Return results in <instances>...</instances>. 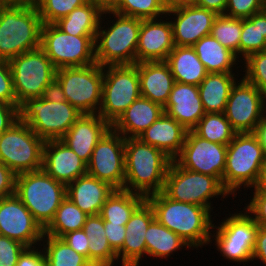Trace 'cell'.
Returning <instances> with one entry per match:
<instances>
[{"label": "cell", "instance_id": "1", "mask_svg": "<svg viewBox=\"0 0 266 266\" xmlns=\"http://www.w3.org/2000/svg\"><path fill=\"white\" fill-rule=\"evenodd\" d=\"M146 200L153 207L155 218L190 247L201 248L212 241L213 220L208 208L172 200L163 191L148 196Z\"/></svg>", "mask_w": 266, "mask_h": 266}, {"label": "cell", "instance_id": "2", "mask_svg": "<svg viewBox=\"0 0 266 266\" xmlns=\"http://www.w3.org/2000/svg\"><path fill=\"white\" fill-rule=\"evenodd\" d=\"M172 159L139 138L125 139L124 190L147 198L162 192Z\"/></svg>", "mask_w": 266, "mask_h": 266}, {"label": "cell", "instance_id": "3", "mask_svg": "<svg viewBox=\"0 0 266 266\" xmlns=\"http://www.w3.org/2000/svg\"><path fill=\"white\" fill-rule=\"evenodd\" d=\"M42 20L34 3L0 9V59L10 60L41 46Z\"/></svg>", "mask_w": 266, "mask_h": 266}, {"label": "cell", "instance_id": "4", "mask_svg": "<svg viewBox=\"0 0 266 266\" xmlns=\"http://www.w3.org/2000/svg\"><path fill=\"white\" fill-rule=\"evenodd\" d=\"M265 165L266 151L257 135L236 133L227 145L223 188L235 197L242 185L244 188L258 186Z\"/></svg>", "mask_w": 266, "mask_h": 266}, {"label": "cell", "instance_id": "5", "mask_svg": "<svg viewBox=\"0 0 266 266\" xmlns=\"http://www.w3.org/2000/svg\"><path fill=\"white\" fill-rule=\"evenodd\" d=\"M117 19L110 27L99 25L95 38V62L100 66L136 64V48L138 44L141 19L125 16L105 10Z\"/></svg>", "mask_w": 266, "mask_h": 266}, {"label": "cell", "instance_id": "6", "mask_svg": "<svg viewBox=\"0 0 266 266\" xmlns=\"http://www.w3.org/2000/svg\"><path fill=\"white\" fill-rule=\"evenodd\" d=\"M15 195L44 230L66 198V185L43 169L17 174Z\"/></svg>", "mask_w": 266, "mask_h": 266}, {"label": "cell", "instance_id": "7", "mask_svg": "<svg viewBox=\"0 0 266 266\" xmlns=\"http://www.w3.org/2000/svg\"><path fill=\"white\" fill-rule=\"evenodd\" d=\"M81 115L68 101L52 102L42 97L19 106V119L44 141L60 140Z\"/></svg>", "mask_w": 266, "mask_h": 266}, {"label": "cell", "instance_id": "8", "mask_svg": "<svg viewBox=\"0 0 266 266\" xmlns=\"http://www.w3.org/2000/svg\"><path fill=\"white\" fill-rule=\"evenodd\" d=\"M18 107L28 99L42 97L45 88L56 77V67L39 47L9 60Z\"/></svg>", "mask_w": 266, "mask_h": 266}, {"label": "cell", "instance_id": "9", "mask_svg": "<svg viewBox=\"0 0 266 266\" xmlns=\"http://www.w3.org/2000/svg\"><path fill=\"white\" fill-rule=\"evenodd\" d=\"M163 192L172 200L211 208L212 197L230 195L214 176L187 170L172 160L165 179Z\"/></svg>", "mask_w": 266, "mask_h": 266}, {"label": "cell", "instance_id": "10", "mask_svg": "<svg viewBox=\"0 0 266 266\" xmlns=\"http://www.w3.org/2000/svg\"><path fill=\"white\" fill-rule=\"evenodd\" d=\"M139 97L140 82L137 66H104L102 100L98 114L112 125Z\"/></svg>", "mask_w": 266, "mask_h": 266}, {"label": "cell", "instance_id": "11", "mask_svg": "<svg viewBox=\"0 0 266 266\" xmlns=\"http://www.w3.org/2000/svg\"><path fill=\"white\" fill-rule=\"evenodd\" d=\"M44 143L42 138L19 119L0 135V162L16 175L40 170Z\"/></svg>", "mask_w": 266, "mask_h": 266}, {"label": "cell", "instance_id": "12", "mask_svg": "<svg viewBox=\"0 0 266 266\" xmlns=\"http://www.w3.org/2000/svg\"><path fill=\"white\" fill-rule=\"evenodd\" d=\"M104 67L97 63L56 71L67 101L82 114H98L102 100Z\"/></svg>", "mask_w": 266, "mask_h": 266}, {"label": "cell", "instance_id": "13", "mask_svg": "<svg viewBox=\"0 0 266 266\" xmlns=\"http://www.w3.org/2000/svg\"><path fill=\"white\" fill-rule=\"evenodd\" d=\"M56 69L82 67L95 62V37L74 36L55 24H43L41 46Z\"/></svg>", "mask_w": 266, "mask_h": 266}, {"label": "cell", "instance_id": "14", "mask_svg": "<svg viewBox=\"0 0 266 266\" xmlns=\"http://www.w3.org/2000/svg\"><path fill=\"white\" fill-rule=\"evenodd\" d=\"M221 223L218 227L213 224L212 228L218 230L211 237H215V246L223 254L222 256L234 262H243V264L253 261L258 225L251 215L246 211L244 213L240 211V213L230 214V217Z\"/></svg>", "mask_w": 266, "mask_h": 266}, {"label": "cell", "instance_id": "15", "mask_svg": "<svg viewBox=\"0 0 266 266\" xmlns=\"http://www.w3.org/2000/svg\"><path fill=\"white\" fill-rule=\"evenodd\" d=\"M87 174L124 190L125 138L110 128L98 141L87 164Z\"/></svg>", "mask_w": 266, "mask_h": 266}, {"label": "cell", "instance_id": "16", "mask_svg": "<svg viewBox=\"0 0 266 266\" xmlns=\"http://www.w3.org/2000/svg\"><path fill=\"white\" fill-rule=\"evenodd\" d=\"M264 94L244 78L230 91L224 111L236 133H253L264 118Z\"/></svg>", "mask_w": 266, "mask_h": 266}, {"label": "cell", "instance_id": "17", "mask_svg": "<svg viewBox=\"0 0 266 266\" xmlns=\"http://www.w3.org/2000/svg\"><path fill=\"white\" fill-rule=\"evenodd\" d=\"M227 145L213 143L188 131L181 153L174 159L181 167L216 177L221 183L226 165Z\"/></svg>", "mask_w": 266, "mask_h": 266}, {"label": "cell", "instance_id": "18", "mask_svg": "<svg viewBox=\"0 0 266 266\" xmlns=\"http://www.w3.org/2000/svg\"><path fill=\"white\" fill-rule=\"evenodd\" d=\"M0 235L31 248L42 241L44 230L21 200L13 194L0 198Z\"/></svg>", "mask_w": 266, "mask_h": 266}, {"label": "cell", "instance_id": "19", "mask_svg": "<svg viewBox=\"0 0 266 266\" xmlns=\"http://www.w3.org/2000/svg\"><path fill=\"white\" fill-rule=\"evenodd\" d=\"M166 15H176L174 22L170 20L175 46H193L202 37L210 35L218 16L216 12L193 3L167 9Z\"/></svg>", "mask_w": 266, "mask_h": 266}, {"label": "cell", "instance_id": "20", "mask_svg": "<svg viewBox=\"0 0 266 266\" xmlns=\"http://www.w3.org/2000/svg\"><path fill=\"white\" fill-rule=\"evenodd\" d=\"M42 169L66 186L87 174V164L61 140L45 141Z\"/></svg>", "mask_w": 266, "mask_h": 266}, {"label": "cell", "instance_id": "21", "mask_svg": "<svg viewBox=\"0 0 266 266\" xmlns=\"http://www.w3.org/2000/svg\"><path fill=\"white\" fill-rule=\"evenodd\" d=\"M174 47L172 26L169 21H163L161 18L141 19L136 63L166 61Z\"/></svg>", "mask_w": 266, "mask_h": 266}, {"label": "cell", "instance_id": "22", "mask_svg": "<svg viewBox=\"0 0 266 266\" xmlns=\"http://www.w3.org/2000/svg\"><path fill=\"white\" fill-rule=\"evenodd\" d=\"M155 219V213L150 203L145 200L131 215L125 225V241L117 252L122 266H139L143 254H146L145 234L150 223Z\"/></svg>", "mask_w": 266, "mask_h": 266}, {"label": "cell", "instance_id": "23", "mask_svg": "<svg viewBox=\"0 0 266 266\" xmlns=\"http://www.w3.org/2000/svg\"><path fill=\"white\" fill-rule=\"evenodd\" d=\"M110 128L99 114H82L60 140L88 164L96 144Z\"/></svg>", "mask_w": 266, "mask_h": 266}, {"label": "cell", "instance_id": "24", "mask_svg": "<svg viewBox=\"0 0 266 266\" xmlns=\"http://www.w3.org/2000/svg\"><path fill=\"white\" fill-rule=\"evenodd\" d=\"M164 111L187 131L193 130L205 115L198 86L174 82Z\"/></svg>", "mask_w": 266, "mask_h": 266}, {"label": "cell", "instance_id": "25", "mask_svg": "<svg viewBox=\"0 0 266 266\" xmlns=\"http://www.w3.org/2000/svg\"><path fill=\"white\" fill-rule=\"evenodd\" d=\"M115 190L108 183L85 174L66 186V197L88 216L98 215Z\"/></svg>", "mask_w": 266, "mask_h": 266}, {"label": "cell", "instance_id": "26", "mask_svg": "<svg viewBox=\"0 0 266 266\" xmlns=\"http://www.w3.org/2000/svg\"><path fill=\"white\" fill-rule=\"evenodd\" d=\"M187 130L166 112L138 138L146 144L162 150L174 160L182 151Z\"/></svg>", "mask_w": 266, "mask_h": 266}, {"label": "cell", "instance_id": "27", "mask_svg": "<svg viewBox=\"0 0 266 266\" xmlns=\"http://www.w3.org/2000/svg\"><path fill=\"white\" fill-rule=\"evenodd\" d=\"M135 65L139 73L141 97L164 107L175 82L168 63L145 61Z\"/></svg>", "mask_w": 266, "mask_h": 266}, {"label": "cell", "instance_id": "28", "mask_svg": "<svg viewBox=\"0 0 266 266\" xmlns=\"http://www.w3.org/2000/svg\"><path fill=\"white\" fill-rule=\"evenodd\" d=\"M164 107L150 99L139 97L111 125L126 138L138 136L164 114ZM128 135V136H127Z\"/></svg>", "mask_w": 266, "mask_h": 266}, {"label": "cell", "instance_id": "29", "mask_svg": "<svg viewBox=\"0 0 266 266\" xmlns=\"http://www.w3.org/2000/svg\"><path fill=\"white\" fill-rule=\"evenodd\" d=\"M166 62L175 82L198 86L208 74L192 46H175Z\"/></svg>", "mask_w": 266, "mask_h": 266}, {"label": "cell", "instance_id": "30", "mask_svg": "<svg viewBox=\"0 0 266 266\" xmlns=\"http://www.w3.org/2000/svg\"><path fill=\"white\" fill-rule=\"evenodd\" d=\"M235 73H208L198 85L205 113H224Z\"/></svg>", "mask_w": 266, "mask_h": 266}, {"label": "cell", "instance_id": "31", "mask_svg": "<svg viewBox=\"0 0 266 266\" xmlns=\"http://www.w3.org/2000/svg\"><path fill=\"white\" fill-rule=\"evenodd\" d=\"M104 9L91 1L72 10L54 24L63 32L74 36H94L102 25Z\"/></svg>", "mask_w": 266, "mask_h": 266}, {"label": "cell", "instance_id": "32", "mask_svg": "<svg viewBox=\"0 0 266 266\" xmlns=\"http://www.w3.org/2000/svg\"><path fill=\"white\" fill-rule=\"evenodd\" d=\"M83 231L89 239V262L97 266H113L114 261H118L117 253L108 242L101 216H87Z\"/></svg>", "mask_w": 266, "mask_h": 266}, {"label": "cell", "instance_id": "33", "mask_svg": "<svg viewBox=\"0 0 266 266\" xmlns=\"http://www.w3.org/2000/svg\"><path fill=\"white\" fill-rule=\"evenodd\" d=\"M192 47L208 73H233L237 56L211 35L202 37Z\"/></svg>", "mask_w": 266, "mask_h": 266}, {"label": "cell", "instance_id": "34", "mask_svg": "<svg viewBox=\"0 0 266 266\" xmlns=\"http://www.w3.org/2000/svg\"><path fill=\"white\" fill-rule=\"evenodd\" d=\"M146 200L140 194L115 190L106 200L99 215L106 222L125 226L134 211Z\"/></svg>", "mask_w": 266, "mask_h": 266}, {"label": "cell", "instance_id": "35", "mask_svg": "<svg viewBox=\"0 0 266 266\" xmlns=\"http://www.w3.org/2000/svg\"><path fill=\"white\" fill-rule=\"evenodd\" d=\"M145 240L146 254L156 259L157 257L167 259L173 254V251L175 252L183 246L191 248L187 242L162 225L156 218L150 223L145 234Z\"/></svg>", "mask_w": 266, "mask_h": 266}, {"label": "cell", "instance_id": "36", "mask_svg": "<svg viewBox=\"0 0 266 266\" xmlns=\"http://www.w3.org/2000/svg\"><path fill=\"white\" fill-rule=\"evenodd\" d=\"M266 50V8L242 18V31L239 43V56L245 60L249 55Z\"/></svg>", "mask_w": 266, "mask_h": 266}, {"label": "cell", "instance_id": "37", "mask_svg": "<svg viewBox=\"0 0 266 266\" xmlns=\"http://www.w3.org/2000/svg\"><path fill=\"white\" fill-rule=\"evenodd\" d=\"M87 216L66 197L55 212L50 224L44 229V235L61 238L69 232L83 229Z\"/></svg>", "mask_w": 266, "mask_h": 266}, {"label": "cell", "instance_id": "38", "mask_svg": "<svg viewBox=\"0 0 266 266\" xmlns=\"http://www.w3.org/2000/svg\"><path fill=\"white\" fill-rule=\"evenodd\" d=\"M46 237V238H45ZM45 266H91L82 254L77 253L61 238L43 235Z\"/></svg>", "mask_w": 266, "mask_h": 266}, {"label": "cell", "instance_id": "39", "mask_svg": "<svg viewBox=\"0 0 266 266\" xmlns=\"http://www.w3.org/2000/svg\"><path fill=\"white\" fill-rule=\"evenodd\" d=\"M193 131L203 139L223 145H228L236 134L224 113H205Z\"/></svg>", "mask_w": 266, "mask_h": 266}, {"label": "cell", "instance_id": "40", "mask_svg": "<svg viewBox=\"0 0 266 266\" xmlns=\"http://www.w3.org/2000/svg\"><path fill=\"white\" fill-rule=\"evenodd\" d=\"M242 31V18L219 14L211 28L210 35L225 48L232 51L239 59V43Z\"/></svg>", "mask_w": 266, "mask_h": 266}, {"label": "cell", "instance_id": "41", "mask_svg": "<svg viewBox=\"0 0 266 266\" xmlns=\"http://www.w3.org/2000/svg\"><path fill=\"white\" fill-rule=\"evenodd\" d=\"M108 10L139 19L165 17L167 11L161 0H115Z\"/></svg>", "mask_w": 266, "mask_h": 266}, {"label": "cell", "instance_id": "42", "mask_svg": "<svg viewBox=\"0 0 266 266\" xmlns=\"http://www.w3.org/2000/svg\"><path fill=\"white\" fill-rule=\"evenodd\" d=\"M88 0H36L34 2L43 24H54Z\"/></svg>", "mask_w": 266, "mask_h": 266}, {"label": "cell", "instance_id": "43", "mask_svg": "<svg viewBox=\"0 0 266 266\" xmlns=\"http://www.w3.org/2000/svg\"><path fill=\"white\" fill-rule=\"evenodd\" d=\"M244 62L243 78L266 94V50L249 55Z\"/></svg>", "mask_w": 266, "mask_h": 266}, {"label": "cell", "instance_id": "44", "mask_svg": "<svg viewBox=\"0 0 266 266\" xmlns=\"http://www.w3.org/2000/svg\"><path fill=\"white\" fill-rule=\"evenodd\" d=\"M266 8V0H228L224 15L248 18Z\"/></svg>", "mask_w": 266, "mask_h": 266}, {"label": "cell", "instance_id": "45", "mask_svg": "<svg viewBox=\"0 0 266 266\" xmlns=\"http://www.w3.org/2000/svg\"><path fill=\"white\" fill-rule=\"evenodd\" d=\"M26 248L18 241L0 235V266H16L19 256Z\"/></svg>", "mask_w": 266, "mask_h": 266}, {"label": "cell", "instance_id": "46", "mask_svg": "<svg viewBox=\"0 0 266 266\" xmlns=\"http://www.w3.org/2000/svg\"><path fill=\"white\" fill-rule=\"evenodd\" d=\"M0 101L18 107L9 60L0 59Z\"/></svg>", "mask_w": 266, "mask_h": 266}, {"label": "cell", "instance_id": "47", "mask_svg": "<svg viewBox=\"0 0 266 266\" xmlns=\"http://www.w3.org/2000/svg\"><path fill=\"white\" fill-rule=\"evenodd\" d=\"M254 188V196L250 203L244 207L248 214H253L251 217L258 226H266V191H263L259 186Z\"/></svg>", "mask_w": 266, "mask_h": 266}, {"label": "cell", "instance_id": "48", "mask_svg": "<svg viewBox=\"0 0 266 266\" xmlns=\"http://www.w3.org/2000/svg\"><path fill=\"white\" fill-rule=\"evenodd\" d=\"M61 239L77 253L85 256L89 261V239L83 229L69 232Z\"/></svg>", "mask_w": 266, "mask_h": 266}, {"label": "cell", "instance_id": "49", "mask_svg": "<svg viewBox=\"0 0 266 266\" xmlns=\"http://www.w3.org/2000/svg\"><path fill=\"white\" fill-rule=\"evenodd\" d=\"M104 228L111 248L117 253L124 244L126 227L104 221Z\"/></svg>", "mask_w": 266, "mask_h": 266}, {"label": "cell", "instance_id": "50", "mask_svg": "<svg viewBox=\"0 0 266 266\" xmlns=\"http://www.w3.org/2000/svg\"><path fill=\"white\" fill-rule=\"evenodd\" d=\"M16 174L0 162V198L15 194Z\"/></svg>", "mask_w": 266, "mask_h": 266}, {"label": "cell", "instance_id": "51", "mask_svg": "<svg viewBox=\"0 0 266 266\" xmlns=\"http://www.w3.org/2000/svg\"><path fill=\"white\" fill-rule=\"evenodd\" d=\"M19 120V107L0 101V135Z\"/></svg>", "mask_w": 266, "mask_h": 266}, {"label": "cell", "instance_id": "52", "mask_svg": "<svg viewBox=\"0 0 266 266\" xmlns=\"http://www.w3.org/2000/svg\"><path fill=\"white\" fill-rule=\"evenodd\" d=\"M36 247L26 248L18 258L16 266H45V256Z\"/></svg>", "mask_w": 266, "mask_h": 266}, {"label": "cell", "instance_id": "53", "mask_svg": "<svg viewBox=\"0 0 266 266\" xmlns=\"http://www.w3.org/2000/svg\"><path fill=\"white\" fill-rule=\"evenodd\" d=\"M42 98L47 101L59 103L67 101L63 88L56 77L45 88Z\"/></svg>", "mask_w": 266, "mask_h": 266}, {"label": "cell", "instance_id": "54", "mask_svg": "<svg viewBox=\"0 0 266 266\" xmlns=\"http://www.w3.org/2000/svg\"><path fill=\"white\" fill-rule=\"evenodd\" d=\"M257 258L266 265V226H258L252 259Z\"/></svg>", "mask_w": 266, "mask_h": 266}, {"label": "cell", "instance_id": "55", "mask_svg": "<svg viewBox=\"0 0 266 266\" xmlns=\"http://www.w3.org/2000/svg\"><path fill=\"white\" fill-rule=\"evenodd\" d=\"M194 5L209 9L219 14H224L228 0H193Z\"/></svg>", "mask_w": 266, "mask_h": 266}, {"label": "cell", "instance_id": "56", "mask_svg": "<svg viewBox=\"0 0 266 266\" xmlns=\"http://www.w3.org/2000/svg\"><path fill=\"white\" fill-rule=\"evenodd\" d=\"M254 133L257 135L260 143L263 145L266 151V118L261 120Z\"/></svg>", "mask_w": 266, "mask_h": 266}, {"label": "cell", "instance_id": "57", "mask_svg": "<svg viewBox=\"0 0 266 266\" xmlns=\"http://www.w3.org/2000/svg\"><path fill=\"white\" fill-rule=\"evenodd\" d=\"M193 0H165V8L170 9L173 7L191 4Z\"/></svg>", "mask_w": 266, "mask_h": 266}, {"label": "cell", "instance_id": "58", "mask_svg": "<svg viewBox=\"0 0 266 266\" xmlns=\"http://www.w3.org/2000/svg\"><path fill=\"white\" fill-rule=\"evenodd\" d=\"M88 1L100 5L104 10L109 9L115 3V0H88Z\"/></svg>", "mask_w": 266, "mask_h": 266}, {"label": "cell", "instance_id": "59", "mask_svg": "<svg viewBox=\"0 0 266 266\" xmlns=\"http://www.w3.org/2000/svg\"><path fill=\"white\" fill-rule=\"evenodd\" d=\"M258 186L263 190L266 191V165L264 166L262 170V175L259 181Z\"/></svg>", "mask_w": 266, "mask_h": 266}, {"label": "cell", "instance_id": "60", "mask_svg": "<svg viewBox=\"0 0 266 266\" xmlns=\"http://www.w3.org/2000/svg\"><path fill=\"white\" fill-rule=\"evenodd\" d=\"M19 0H0V9L19 3Z\"/></svg>", "mask_w": 266, "mask_h": 266}, {"label": "cell", "instance_id": "61", "mask_svg": "<svg viewBox=\"0 0 266 266\" xmlns=\"http://www.w3.org/2000/svg\"><path fill=\"white\" fill-rule=\"evenodd\" d=\"M264 118H266V94H264Z\"/></svg>", "mask_w": 266, "mask_h": 266}, {"label": "cell", "instance_id": "62", "mask_svg": "<svg viewBox=\"0 0 266 266\" xmlns=\"http://www.w3.org/2000/svg\"><path fill=\"white\" fill-rule=\"evenodd\" d=\"M20 2H30V3H34L36 0H19Z\"/></svg>", "mask_w": 266, "mask_h": 266}, {"label": "cell", "instance_id": "63", "mask_svg": "<svg viewBox=\"0 0 266 266\" xmlns=\"http://www.w3.org/2000/svg\"><path fill=\"white\" fill-rule=\"evenodd\" d=\"M161 1H162L163 5H164V7H165V0H161Z\"/></svg>", "mask_w": 266, "mask_h": 266}]
</instances>
